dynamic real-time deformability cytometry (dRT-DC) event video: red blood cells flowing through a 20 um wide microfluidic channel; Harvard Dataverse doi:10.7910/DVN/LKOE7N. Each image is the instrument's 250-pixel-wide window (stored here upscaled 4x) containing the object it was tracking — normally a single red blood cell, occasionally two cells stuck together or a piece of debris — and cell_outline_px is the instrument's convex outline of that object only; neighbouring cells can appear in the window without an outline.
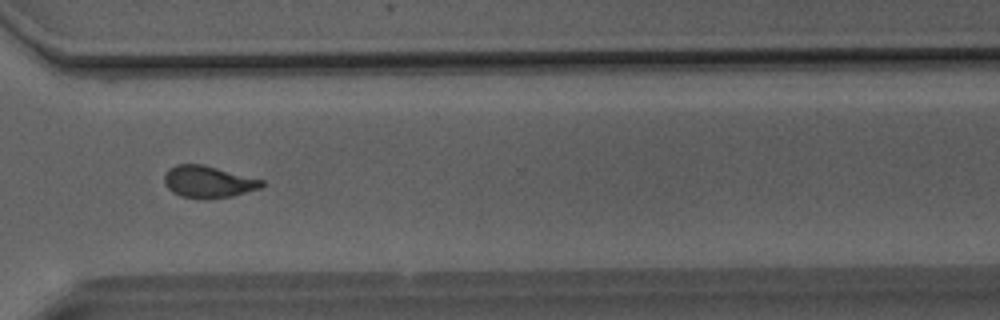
{"species": "Egyptian fruit bat (a non-hibernating species)", "species_latin": "Rousettus aegyptiacus", "temperature_condition": "room temperature", "stored_images_in_passage": 50, "camera_frame_rate_fps": 3000, "um_per_image_px": 0.085, "animal": {"sex": "male"}, "frame": {"image": 1, "passage_image": 36, "time_ms": 11.667, "image_size_px": [1000, 320], "cell_outline_px": [[264, 184], [260, 188], [232, 196], [208, 200], [204, 200], [180, 196], [172, 192], [164, 184], [164, 176], [168, 168], [176, 164], [204, 164], [264, 180]], "centroid_in_image_um": [17.67, 15.46], "position_along_channel_um": 352.9, "area_um2": 18.44}}
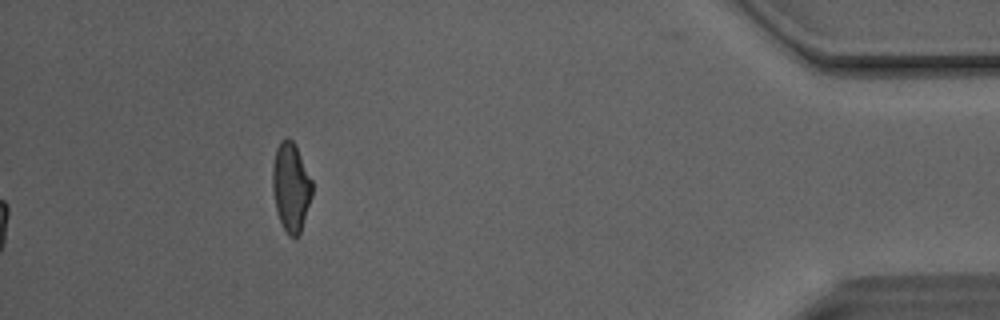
{"frame": {"image": 2, "passage_image": 50, "time_ms": 16.333, "image_size_px": [1000, 320], "cell_outline_px": [[312, 196], [300, 232], [296, 236], [288, 236], [280, 220], [276, 208], [272, 188], [272, 164], [276, 148], [280, 140], [288, 136], [292, 140], [312, 180]], "centroid_in_image_um": [24.71, 15.86], "position_along_channel_um": 410.5, "area_um2": 20.29}, "authors_computed_cell_mechanics": {"area_um2": 18.3804, "velocity_mm_per_s": 4.1362, "shape_relaxation_time_tau1_ms": null, "shape_relaxation_time_tau2_ms": 1.2793, "deformation_change_tau1": null, "deformation_change_tau2": 0.0744}}